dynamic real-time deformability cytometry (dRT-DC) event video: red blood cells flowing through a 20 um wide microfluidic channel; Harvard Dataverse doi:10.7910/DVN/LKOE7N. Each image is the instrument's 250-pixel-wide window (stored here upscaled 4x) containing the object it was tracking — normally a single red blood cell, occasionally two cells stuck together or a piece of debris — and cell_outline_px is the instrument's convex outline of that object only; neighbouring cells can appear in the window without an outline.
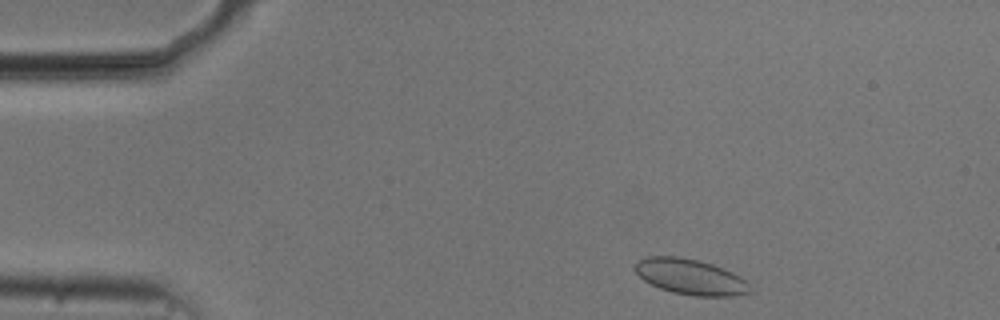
{"species": "common noctule bat (a hibernating species)", "species_latin": "Nyctalus noctula", "temperature_condition": "cold", "stored_images_in_passage": 48, "camera_frame_rate_fps": 3000, "um_per_image_px": 0.085, "animal": {"sex": "male", "body_mass_g": 20.5, "forearm_length_mm": 52.5}, "frame": {"image": 1, "passage_image": 2, "time_ms": 0.333, "image_size_px": [1000, 320], "cell_outline_px": [[752, 292], [736, 296], [692, 296], [672, 292], [660, 288], [644, 280], [632, 268], [636, 260], [644, 256], [676, 256], [700, 260], [712, 264], [732, 272], [740, 276], [748, 284]], "centroid_in_image_um": [58.65, 23.52], "position_along_channel_um": 26.4, "area_um2": 24.04}}
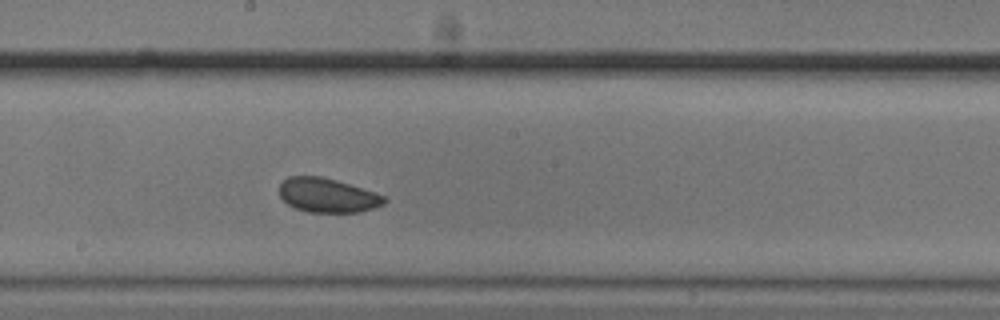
{"frame": {"image": 2, "passage_image": 23, "time_ms": 7.333, "image_size_px": [1000, 320], "cell_outline_px": [[388, 200], [384, 204], [372, 208], [356, 212], [308, 212], [296, 208], [288, 204], [280, 196], [280, 184], [288, 176], [320, 176], [336, 180], [376, 192], [388, 196]], "centroid_in_image_um": [27.87, 16.59], "position_along_channel_um": 220.3, "area_um2": 20.92}}
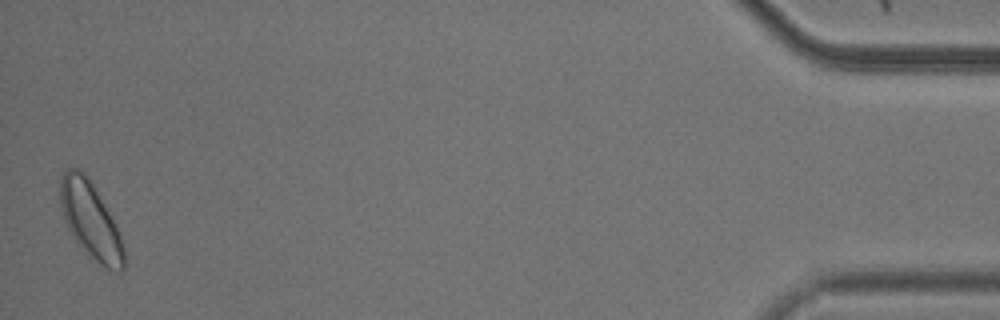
{"frame": {"image": 3, "passage_image": 47, "time_ms": 15.333, "image_size_px": [1000, 320], "cell_outline_px": [[124, 268], [120, 272], [116, 272], [100, 264], [76, 244], [64, 220], [60, 208], [60, 176], [64, 168], [80, 168], [88, 176], [108, 212], [124, 244]], "centroid_in_image_um": [7.65, 18.7], "position_along_channel_um": 427.6, "area_um2": 28.26}}